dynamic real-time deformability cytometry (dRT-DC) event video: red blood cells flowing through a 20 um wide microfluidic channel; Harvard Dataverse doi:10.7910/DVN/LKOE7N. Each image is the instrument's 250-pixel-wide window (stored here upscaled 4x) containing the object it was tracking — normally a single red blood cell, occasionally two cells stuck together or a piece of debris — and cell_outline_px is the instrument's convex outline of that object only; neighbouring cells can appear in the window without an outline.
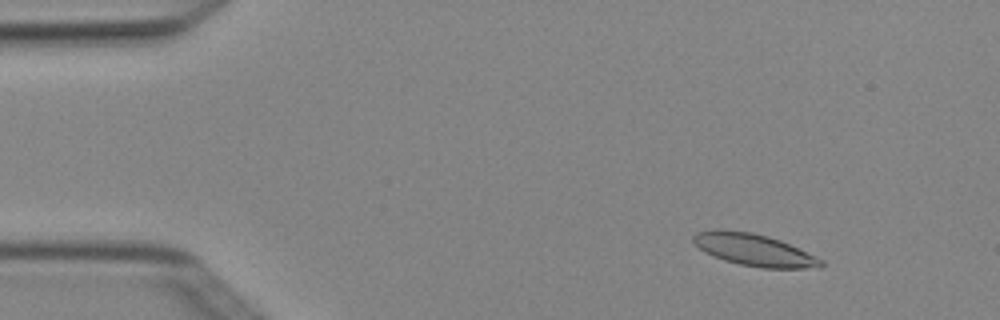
{"species": "Egyptian fruit bat (a non-hibernating species)", "species_latin": "Rousettus aegyptiacus", "temperature_condition": "cold", "stored_images_in_passage": 3, "camera_frame_rate_fps": 3000, "um_per_image_px": 0.085, "animal": {"sex": "female"}, "frame": {"image": 1, "passage_image": 1, "time_ms": 0.0, "image_size_px": [1000, 320], "cell_outline_px": [[824, 264], [820, 268], [760, 268], [740, 264], [724, 260], [712, 256], [704, 252], [692, 240], [692, 236], [696, 232], [720, 228], [724, 228], [752, 232], [768, 236], [780, 240], [816, 256], [824, 260]], "centroid_in_image_um": [64.08, 21.23], "position_along_channel_um": 20.9, "area_um2": 24.1}}